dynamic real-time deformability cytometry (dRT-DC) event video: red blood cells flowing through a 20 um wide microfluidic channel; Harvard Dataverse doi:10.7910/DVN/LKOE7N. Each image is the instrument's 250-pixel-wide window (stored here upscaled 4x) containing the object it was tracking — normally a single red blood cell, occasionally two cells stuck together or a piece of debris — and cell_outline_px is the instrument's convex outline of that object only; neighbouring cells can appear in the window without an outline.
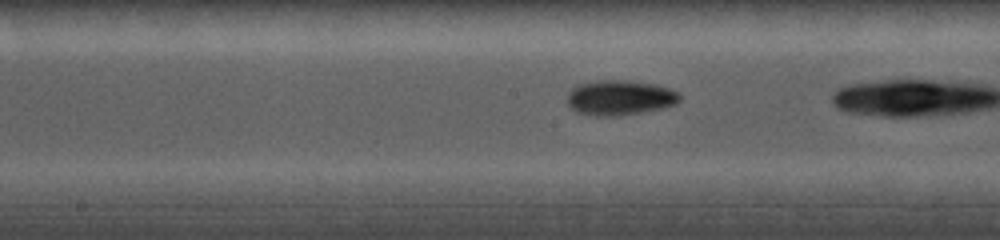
{"species": "common noctule bat (a hibernating species)", "species_latin": "Nyctalus noctula", "temperature_condition": "cold", "stored_images_in_passage": 10, "camera_frame_rate_fps": 5000, "um_per_image_px": 0.085, "animal": {"sex": "female", "body_mass_g": 19.0, "forearm_length_mm": 56.7}, "frame": {"image": 1, "passage_image": 9, "time_ms": 4.0, "image_size_px": [1000, 240], "cell_outline_px": [[680, 100], [676, 104], [664, 108], [620, 116], [596, 116], [576, 112], [568, 104], [568, 92], [576, 84], [596, 80], [628, 80], [656, 84], [680, 92]], "centroid_in_image_um": [52.69, 8.3], "position_along_channel_um": 195.5, "area_um2": 23.29}}